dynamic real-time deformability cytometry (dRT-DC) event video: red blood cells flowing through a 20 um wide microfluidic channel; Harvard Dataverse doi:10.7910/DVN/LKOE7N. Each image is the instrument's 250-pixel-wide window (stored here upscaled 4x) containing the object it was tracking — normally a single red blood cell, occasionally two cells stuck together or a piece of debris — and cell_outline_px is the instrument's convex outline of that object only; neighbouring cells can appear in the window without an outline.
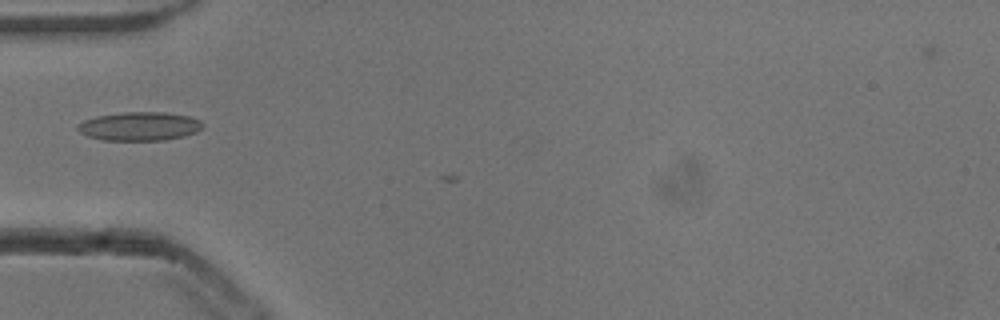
{"species": "common noctule bat (a hibernating species)", "species_latin": "Nyctalus noctula", "temperature_condition": "cold", "stored_images_in_passage": 3, "camera_frame_rate_fps": 3000, "um_per_image_px": 0.085, "animal": {"sex": "male", "body_mass_g": 13.3}, "frame": {"image": 1, "passage_image": 2, "time_ms": 0.333, "image_size_px": [1000, 320], "cell_outline_px": [[204, 124], [196, 132], [184, 136], [164, 140], [104, 140], [88, 136], [80, 132], [76, 128], [76, 124], [84, 120], [96, 116], [124, 112], [168, 112], [188, 116], [200, 120]], "centroid_in_image_um": [11.84, 10.73], "position_along_channel_um": 73.2, "area_um2": 20.92}}